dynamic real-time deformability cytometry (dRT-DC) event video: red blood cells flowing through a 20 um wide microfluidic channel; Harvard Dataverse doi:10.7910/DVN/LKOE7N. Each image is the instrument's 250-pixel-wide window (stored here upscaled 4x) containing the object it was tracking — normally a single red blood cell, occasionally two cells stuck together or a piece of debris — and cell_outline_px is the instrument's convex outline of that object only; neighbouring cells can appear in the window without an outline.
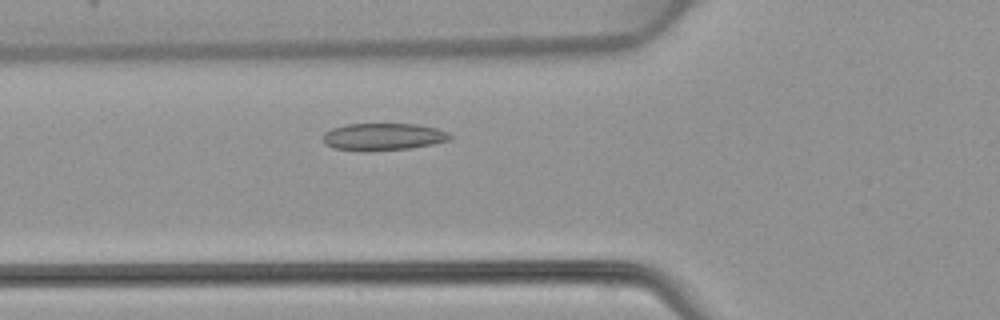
{"species": "common noctule bat (a hibernating species)", "species_latin": "Nyctalus noctula", "temperature_condition": "warm", "stored_images_in_passage": 43, "camera_frame_rate_fps": 3000, "um_per_image_px": 0.085, "animal": {"sex": "female", "body_mass_g": 22.7, "forearm_length_mm": 54.2}, "frame": {"image": 1, "passage_image": 12, "time_ms": 3.667, "image_size_px": [1000, 320], "cell_outline_px": [[452, 136], [448, 140], [432, 144], [412, 148], [364, 152], [332, 148], [324, 144], [324, 132], [332, 128], [344, 124], [416, 124], [436, 128], [448, 132]], "centroid_in_image_um": [32.53, 11.63], "position_along_channel_um": 93.3, "area_um2": 20.35}}
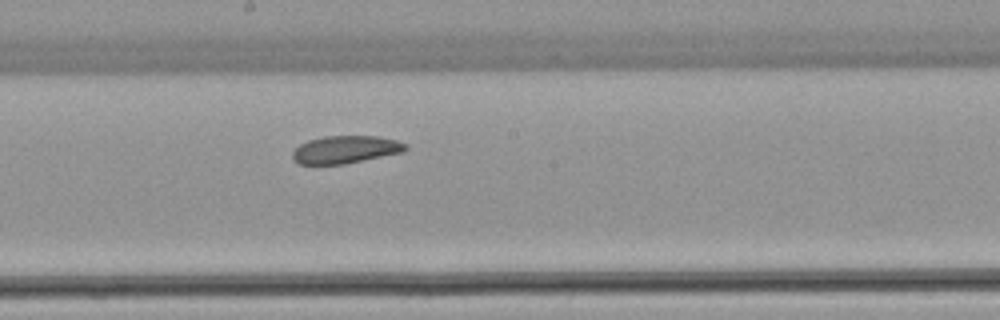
{"frame": {"image": 2, "passage_image": 21, "time_ms": 6.667, "image_size_px": [1000, 320], "cell_outline_px": [[408, 148], [404, 152], [344, 164], [300, 164], [292, 160], [292, 152], [300, 144], [308, 140], [324, 136], [380, 136], [396, 140], [408, 144]], "centroid_in_image_um": [29.38, 12.71], "position_along_channel_um": 218.8, "area_um2": 18.32}}
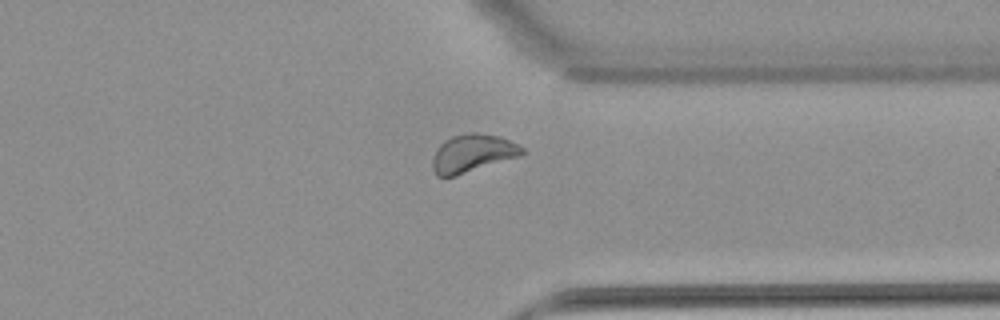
{"frame": {"image": 3, "passage_image": 32, "time_ms": 10.333, "image_size_px": [1000, 320], "cell_outline_px": [[524, 152], [520, 156], [456, 176], [436, 176], [432, 168], [432, 156], [436, 148], [444, 140], [452, 136], [468, 132], [476, 132], [500, 136], [520, 144], [524, 148]], "centroid_in_image_um": [40.15, 13.02], "position_along_channel_um": 371.2, "area_um2": 20.11}}